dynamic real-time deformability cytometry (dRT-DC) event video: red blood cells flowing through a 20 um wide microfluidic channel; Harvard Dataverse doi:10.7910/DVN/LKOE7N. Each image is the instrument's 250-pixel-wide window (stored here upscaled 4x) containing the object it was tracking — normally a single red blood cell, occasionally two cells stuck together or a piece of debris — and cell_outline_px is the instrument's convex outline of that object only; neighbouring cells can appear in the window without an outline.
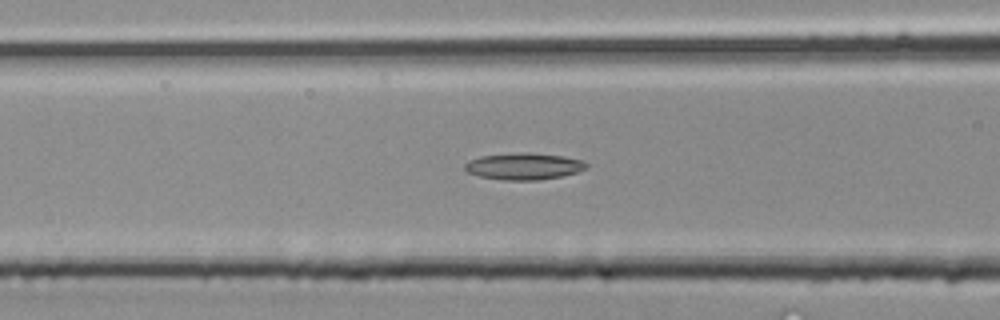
{"species": "common noctule bat (a hibernating species)", "species_latin": "Nyctalus noctula", "temperature_condition": "room temperature", "stored_images_in_passage": 25, "camera_frame_rate_fps": 3000, "um_per_image_px": 0.085, "animal": {"sex": "male", "body_mass_g": 20.4}, "frame": {"image": 1, "passage_image": 6, "time_ms": 1.667, "image_size_px": [1000, 320], "cell_outline_px": [[588, 168], [576, 172], [560, 176], [536, 180], [504, 180], [480, 176], [468, 172], [464, 168], [464, 164], [468, 160], [480, 156], [520, 152], [528, 152], [564, 156], [584, 160], [588, 164]], "centroid_in_image_um": [44.53, 14.12], "position_along_channel_um": 122.1, "area_um2": 18.96}}
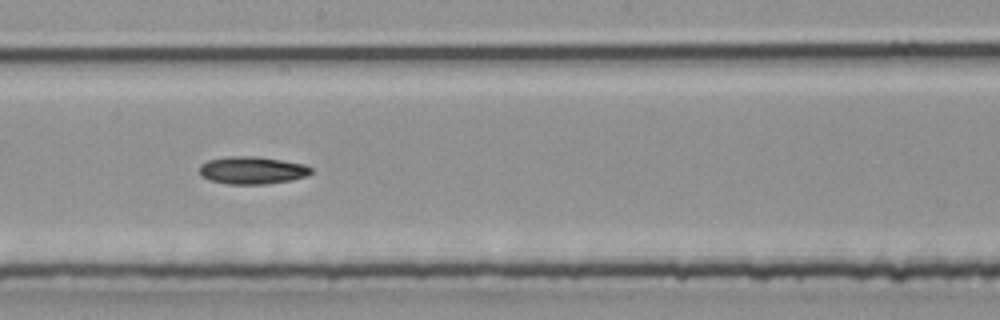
{"frame": {"image": 2, "passage_image": 11, "time_ms": 3.333, "image_size_px": [1000, 320], "cell_outline_px": [[312, 172], [308, 176], [292, 180], [264, 184], [228, 184], [208, 180], [200, 172], [200, 164], [208, 160], [228, 156], [252, 156], [280, 160], [304, 164], [312, 168]], "centroid_in_image_um": [21.45, 14.48], "position_along_channel_um": 226.8, "area_um2": 17.86}}
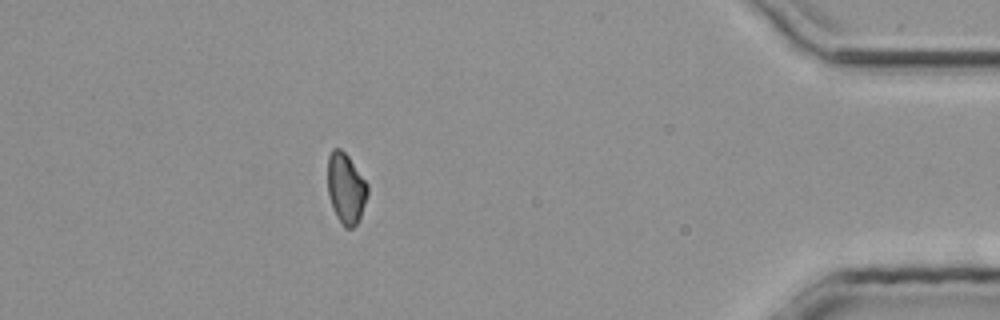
{"frame": {"image": 3, "passage_image": 22, "time_ms": 7.0, "image_size_px": [1000, 320], "cell_outline_px": [[368, 196], [360, 216], [356, 224], [352, 228], [344, 228], [336, 216], [328, 196], [328, 156], [332, 148], [340, 148], [348, 156], [368, 184]], "centroid_in_image_um": [29.4, 16.01], "position_along_channel_um": 405.8, "area_um2": 16.42}}